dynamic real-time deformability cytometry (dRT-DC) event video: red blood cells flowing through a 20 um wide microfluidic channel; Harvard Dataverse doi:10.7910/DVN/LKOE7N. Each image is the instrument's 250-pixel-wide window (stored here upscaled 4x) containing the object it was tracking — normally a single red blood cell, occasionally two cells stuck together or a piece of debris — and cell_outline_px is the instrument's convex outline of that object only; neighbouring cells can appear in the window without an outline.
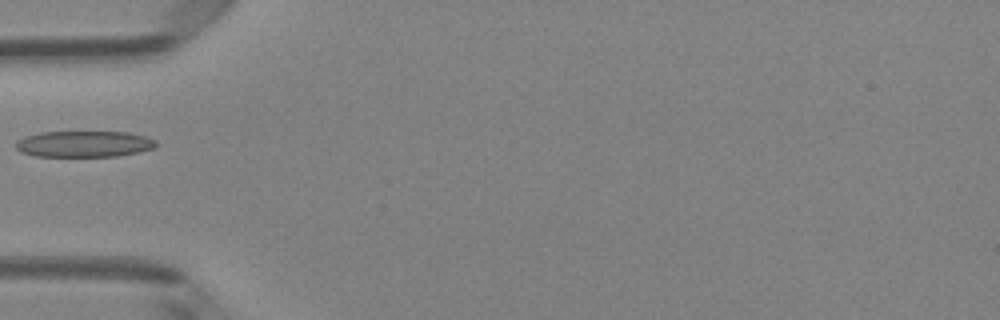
{"species": "Egyptian fruit bat (a non-hibernating species)", "species_latin": "Rousettus aegyptiacus", "temperature_condition": "room temperature", "stored_images_in_passage": 6, "camera_frame_rate_fps": 3000, "um_per_image_px": 0.085, "animal": {"sex": "female"}, "frame": {"image": 1, "passage_image": 5, "time_ms": 1.333, "image_size_px": [1000, 320], "cell_outline_px": [[156, 144], [152, 148], [136, 152], [116, 156], [36, 156], [20, 152], [16, 148], [16, 140], [24, 136], [40, 132], [128, 132], [144, 136], [156, 140]], "centroid_in_image_um": [7.08, 12.23], "position_along_channel_um": 77.9, "area_um2": 21.27}}
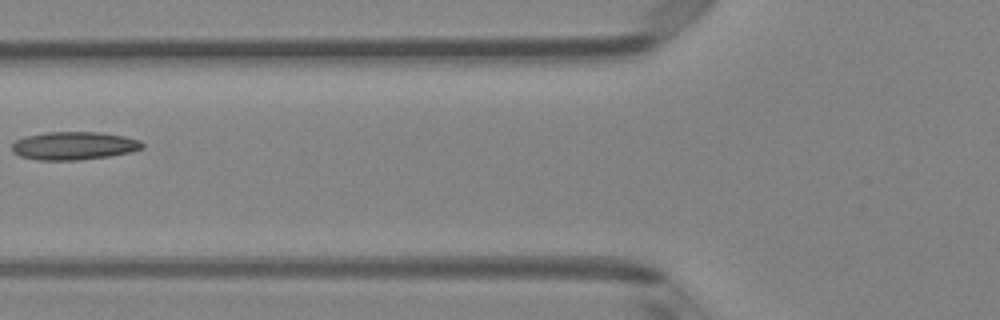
{"frame": {"image": 2, "passage_image": 6, "time_ms": 1.667, "image_size_px": [1000, 320], "cell_outline_px": [[144, 148], [132, 152], [108, 156], [80, 160], [36, 160], [20, 156], [12, 152], [12, 144], [16, 140], [24, 136], [48, 132], [100, 132], [124, 136], [140, 140], [144, 144]], "centroid_in_image_um": [6.29, 12.39], "position_along_channel_um": 119.5, "area_um2": 21.5}}